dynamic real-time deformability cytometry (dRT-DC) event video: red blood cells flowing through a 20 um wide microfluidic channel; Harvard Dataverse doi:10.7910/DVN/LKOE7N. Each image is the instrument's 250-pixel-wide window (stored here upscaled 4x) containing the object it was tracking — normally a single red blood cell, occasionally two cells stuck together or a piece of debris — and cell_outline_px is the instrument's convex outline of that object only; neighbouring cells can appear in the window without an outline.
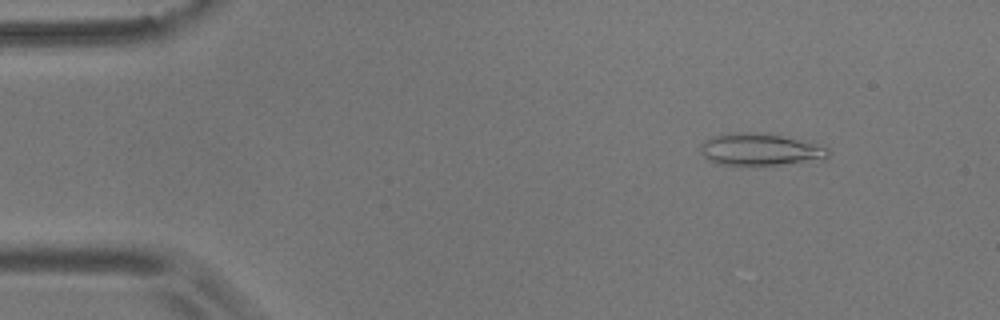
{"species": "common noctule bat (a hibernating species)", "species_latin": "Nyctalus noctula", "temperature_condition": "room temperature", "stored_images_in_passage": 54, "camera_frame_rate_fps": 3000, "um_per_image_px": 0.085, "animal": {"sex": "male", "body_mass_g": 17.9}, "frame": {"image": 1, "passage_image": 6, "time_ms": 1.667, "image_size_px": [1000, 320], "cell_outline_px": [[828, 160], [780, 164], [720, 164], [708, 160], [700, 152], [700, 144], [704, 140], [712, 136], [736, 132], [748, 132], [780, 136], [816, 144], [828, 148]], "centroid_in_image_um": [64.6, 12.71], "position_along_channel_um": 20.4, "area_um2": 23.52}}
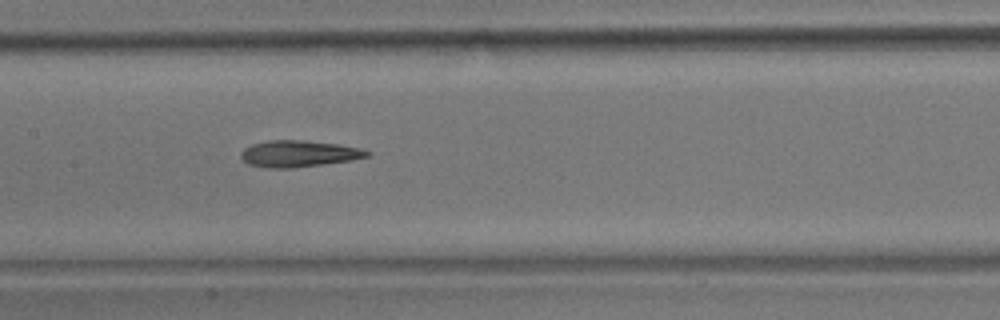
{"frame": {"image": 2, "passage_image": 26, "time_ms": 8.333, "image_size_px": [1000, 320], "cell_outline_px": [[372, 152], [368, 156], [352, 160], [324, 164], [292, 168], [268, 168], [248, 164], [240, 156], [240, 152], [244, 148], [252, 144], [268, 140], [300, 140], [340, 144], [360, 148]], "centroid_in_image_um": [25.39, 13.06], "position_along_channel_um": 182.0, "area_um2": 19.54}}
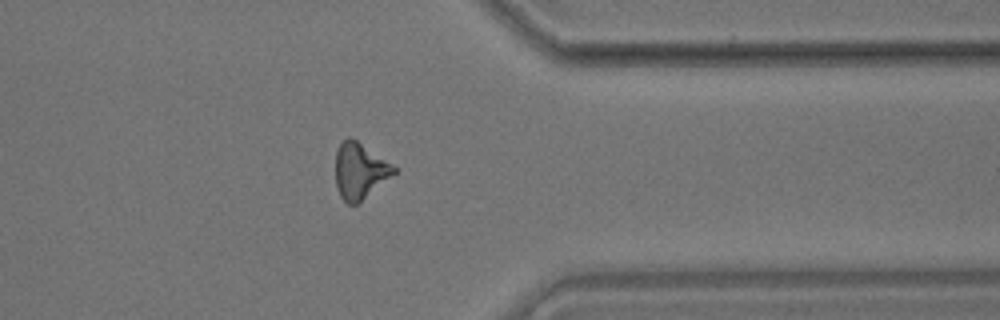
{"frame": {"image": 3, "passage_image": 43, "time_ms": 14.0, "image_size_px": [1000, 320], "cell_outline_px": [[396, 172], [360, 204], [348, 204], [340, 196], [336, 188], [336, 152], [340, 144], [348, 136], [352, 136], [392, 164], [396, 168]], "centroid_in_image_um": [30.58, 14.53], "position_along_channel_um": 380.8, "area_um2": 19.25}, "authors_computed_cell_mechanics": {"area_um2": 19.363, "velocity_mm_per_s": 3.6684, "shape_relaxation_time_tau1_ms": 8.4832, "shape_relaxation_time_tau2_ms": 5.51, "deformation_change_tau1": 0.1856, "deformation_change_tau2": 0.187}}